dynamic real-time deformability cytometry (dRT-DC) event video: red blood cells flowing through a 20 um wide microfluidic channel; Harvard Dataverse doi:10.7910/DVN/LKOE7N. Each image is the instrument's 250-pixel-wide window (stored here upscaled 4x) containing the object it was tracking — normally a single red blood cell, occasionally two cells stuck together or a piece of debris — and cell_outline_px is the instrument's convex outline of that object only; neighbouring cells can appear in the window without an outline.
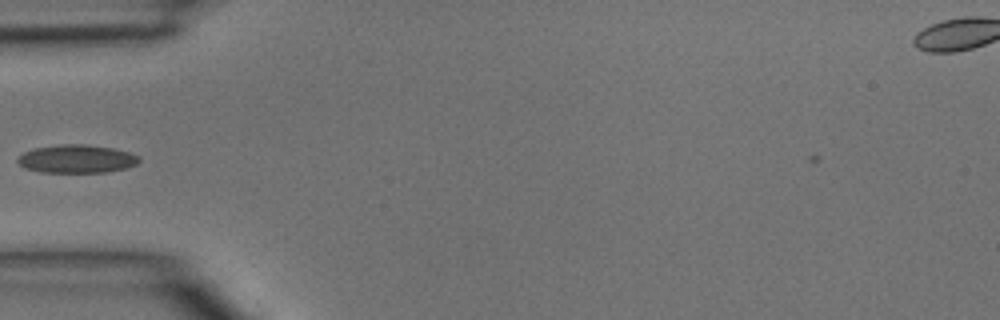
{"species": "common noctule bat (a hibernating species)", "species_latin": "Nyctalus noctula", "temperature_condition": "room temperature", "stored_images_in_passage": 1, "camera_frame_rate_fps": 3000, "um_per_image_px": 0.085, "animal": {"sex": "male", "body_mass_g": 15.6}, "frame": {"image": 1, "passage_image": 1, "time_ms": 0.0, "image_size_px": [1000, 320], "cell_outline_px": [[140, 160], [136, 164], [124, 168], [104, 172], [40, 172], [24, 168], [16, 160], [24, 152], [32, 148], [60, 144], [84, 144], [112, 148], [128, 152], [140, 156]], "centroid_in_image_um": [6.49, 13.5], "position_along_channel_um": 78.5, "area_um2": 19.88}}